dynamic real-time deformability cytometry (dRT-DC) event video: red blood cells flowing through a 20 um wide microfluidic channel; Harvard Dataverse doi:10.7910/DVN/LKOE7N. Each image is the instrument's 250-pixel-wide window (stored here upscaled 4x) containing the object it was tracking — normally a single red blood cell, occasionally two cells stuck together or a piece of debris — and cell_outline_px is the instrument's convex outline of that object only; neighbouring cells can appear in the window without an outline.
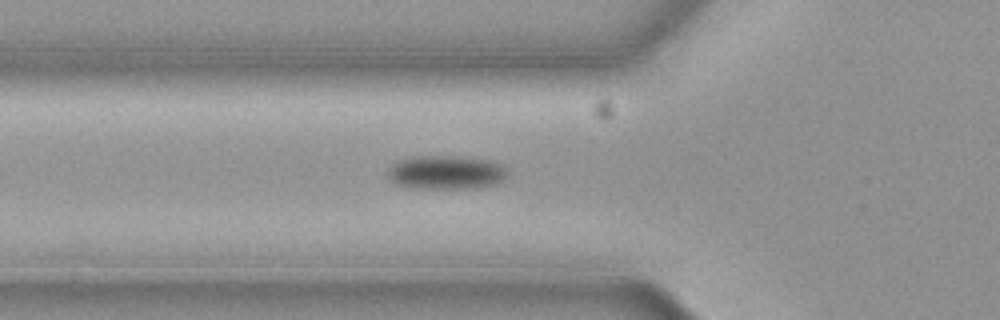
{"species": "common noctule bat (a hibernating species)", "species_latin": "Nyctalus noctula", "temperature_condition": "cold", "stored_images_in_passage": 7, "camera_frame_rate_fps": 3000, "um_per_image_px": 0.085, "animal": {"sex": "female", "body_mass_g": 19.3, "forearm_length_mm": 54.1}, "frame": {"image": 1, "passage_image": 2, "time_ms": 0.333, "image_size_px": [1000, 320], "cell_outline_px": [[508, 176], [496, 184], [476, 188], [416, 188], [396, 184], [388, 176], [388, 168], [396, 160], [412, 156], [452, 156], [480, 160], [496, 164], [504, 168], [508, 172]], "centroid_in_image_um": [37.84, 14.66], "position_along_channel_um": 88.0, "area_um2": 23.24}}